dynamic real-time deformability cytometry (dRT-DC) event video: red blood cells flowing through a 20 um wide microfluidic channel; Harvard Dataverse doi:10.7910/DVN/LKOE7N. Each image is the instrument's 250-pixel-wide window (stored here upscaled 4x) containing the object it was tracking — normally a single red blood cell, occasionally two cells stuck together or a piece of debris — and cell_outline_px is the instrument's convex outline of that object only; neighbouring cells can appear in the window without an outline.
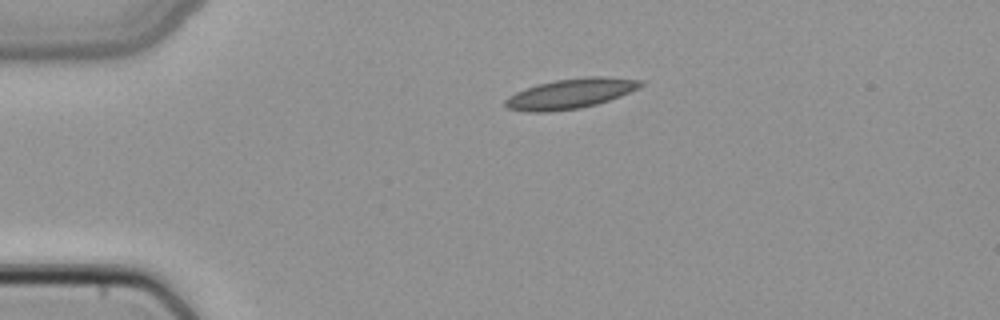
{"species": "common noctule bat (a hibernating species)", "species_latin": "Nyctalus noctula", "temperature_condition": "cold", "stored_images_in_passage": 39, "camera_frame_rate_fps": 3000, "um_per_image_px": 0.085, "animal": {"sex": "female", "body_mass_g": 22.7, "forearm_length_mm": 54.2}, "frame": {"image": 1, "passage_image": 1, "time_ms": 0.0, "image_size_px": [1000, 320], "cell_outline_px": [[644, 84], [620, 96], [596, 104], [580, 108], [548, 112], [528, 112], [508, 108], [504, 104], [504, 100], [508, 96], [524, 88], [536, 84], [556, 80], [584, 76], [604, 76], [644, 80]], "centroid_in_image_um": [48.46, 7.95], "position_along_channel_um": 36.5, "area_um2": 23.7}}
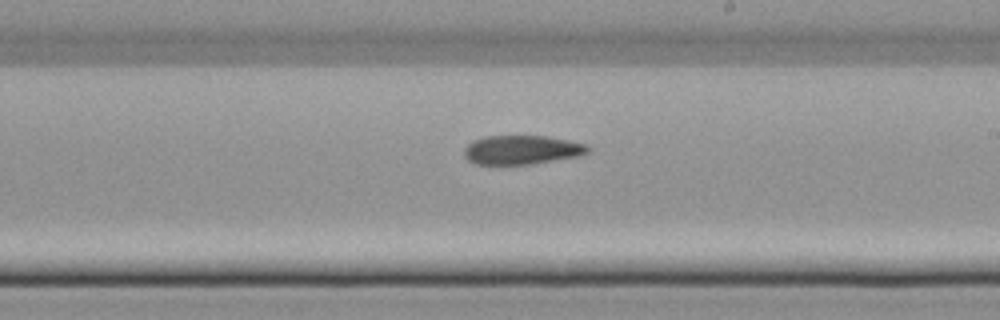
{"frame": {"image": 2, "passage_image": 19, "time_ms": 6.0, "image_size_px": [1000, 320], "cell_outline_px": [[592, 148], [588, 152], [580, 156], [532, 164], [476, 164], [468, 160], [464, 156], [464, 148], [472, 140], [484, 136], [548, 136], [588, 144]], "centroid_in_image_um": [44.38, 12.73], "position_along_channel_um": 244.6, "area_um2": 21.15}}
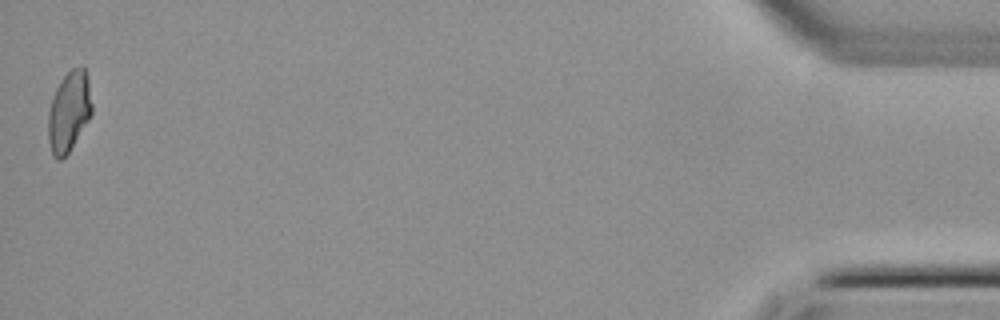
{"frame": {"image": 3, "passage_image": 39, "time_ms": 12.667, "image_size_px": [1000, 320], "cell_outline_px": [[92, 112], [88, 120], [68, 152], [60, 160], [56, 160], [52, 156], [48, 140], [48, 112], [56, 88], [60, 80], [72, 68], [84, 64], [88, 76], [92, 104]], "centroid_in_image_um": [5.86, 9.44], "position_along_channel_um": 429.3, "area_um2": 20.52}}